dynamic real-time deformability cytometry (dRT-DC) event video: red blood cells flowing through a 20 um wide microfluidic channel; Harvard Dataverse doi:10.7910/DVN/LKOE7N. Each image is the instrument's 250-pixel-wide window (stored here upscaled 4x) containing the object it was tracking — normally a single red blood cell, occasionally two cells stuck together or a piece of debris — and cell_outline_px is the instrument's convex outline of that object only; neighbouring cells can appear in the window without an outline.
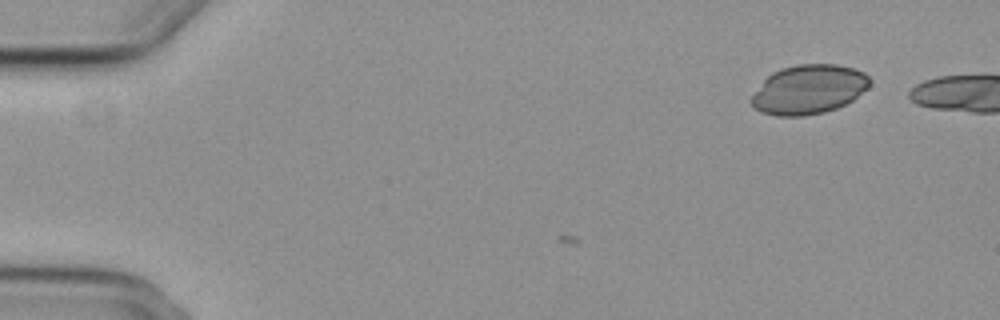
{"species": "common noctule bat (a hibernating species)", "species_latin": "Nyctalus noctula", "temperature_condition": "cold", "stored_images_in_passage": 3, "camera_frame_rate_fps": 3000, "um_per_image_px": 0.085, "animal": {"sex": "female", "body_mass_g": 29.2, "forearm_length_mm": 56.3}, "frame": {"image": 1, "passage_image": 3, "time_ms": 2.667, "image_size_px": [1000, 320], "cell_outline_px": [[872, 80], [868, 88], [852, 100], [836, 108], [824, 112], [804, 116], [776, 116], [760, 112], [748, 100], [764, 80], [772, 72], [780, 68], [796, 64], [836, 64], [852, 68], [864, 72]], "centroid_in_image_um": [68.73, 7.6], "position_along_channel_um": 16.3, "area_um2": 34.1}}